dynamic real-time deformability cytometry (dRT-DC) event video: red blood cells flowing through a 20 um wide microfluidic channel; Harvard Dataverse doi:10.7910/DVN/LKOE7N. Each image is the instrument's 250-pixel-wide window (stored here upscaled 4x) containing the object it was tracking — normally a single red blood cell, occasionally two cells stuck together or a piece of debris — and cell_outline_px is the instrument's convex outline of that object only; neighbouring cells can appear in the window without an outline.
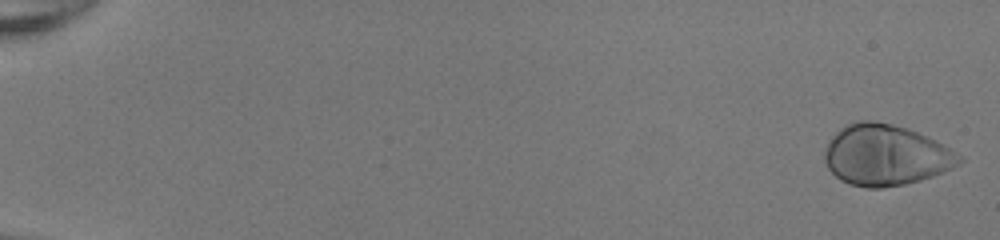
{"species": "human", "species_latin": "Homo sapiens", "temperature_condition": "room temperature", "stored_images_in_passage": 51, "camera_frame_rate_fps": 3000, "um_per_image_px": 0.085, "donor": {"sex": "female"}, "frame": {"image": 1, "passage_image": 1, "time_ms": 0.0, "image_size_px": [1000, 240], "cell_outline_px": [[964, 160], [952, 168], [932, 176], [920, 180], [904, 184], [880, 188], [864, 188], [848, 184], [840, 180], [828, 168], [824, 160], [824, 152], [828, 140], [840, 128], [848, 124], [860, 120], [872, 120], [892, 124], [916, 132], [936, 140], [960, 156]], "centroid_in_image_um": [75.23, 13.19], "position_along_channel_um": 9.8, "area_um2": 47.57}}
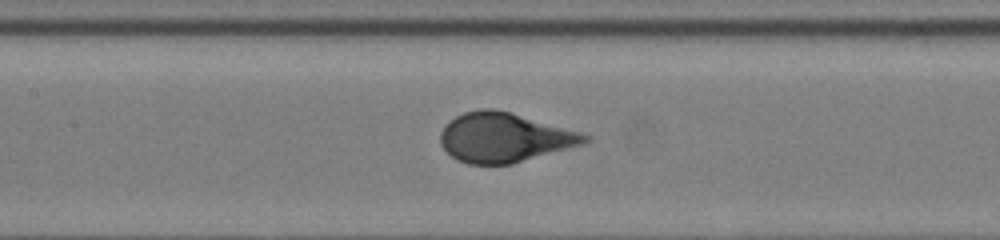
{"frame": {"image": 2, "passage_image": 26, "time_ms": 8.333, "image_size_px": [1000, 240], "cell_outline_px": [[592, 140], [584, 144], [512, 164], [468, 164], [456, 160], [440, 144], [440, 132], [456, 116], [464, 112], [484, 108], [492, 108], [508, 112], [580, 132], [592, 136]], "centroid_in_image_um": [42.88, 11.7], "position_along_channel_um": 164.5, "area_um2": 41.21}}
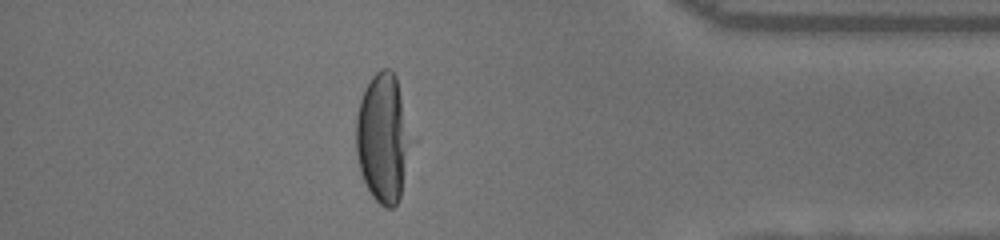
{"frame": {"image": 3, "passage_image": 45, "time_ms": 14.667, "image_size_px": [1000, 240], "cell_outline_px": [[420, 140], [400, 200], [392, 208], [384, 208], [372, 196], [360, 172], [356, 152], [356, 116], [360, 100], [372, 76], [380, 68], [388, 68], [396, 76], [420, 136]], "centroid_in_image_um": [32.76, 11.75], "position_along_channel_um": 402.4, "area_um2": 45.14}}